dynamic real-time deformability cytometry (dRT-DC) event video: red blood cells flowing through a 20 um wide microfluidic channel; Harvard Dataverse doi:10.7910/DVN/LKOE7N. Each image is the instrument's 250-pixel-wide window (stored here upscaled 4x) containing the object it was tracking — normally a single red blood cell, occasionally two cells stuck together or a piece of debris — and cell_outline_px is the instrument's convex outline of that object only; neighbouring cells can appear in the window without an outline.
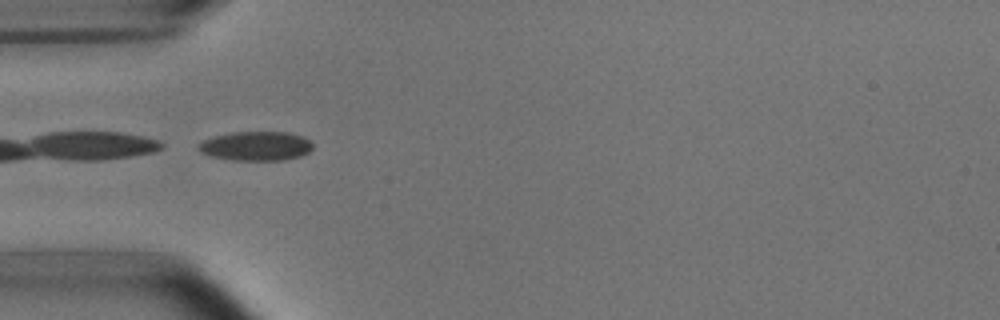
{"species": "common noctule bat (a hibernating species)", "species_latin": "Nyctalus noctula", "temperature_condition": "room temperature", "stored_images_in_passage": 4, "camera_frame_rate_fps": 3000, "um_per_image_px": 0.085, "animal": {"sex": "male", "body_mass_g": 15.6}, "frame": {"image": 1, "passage_image": 3, "time_ms": 2.333, "image_size_px": [1000, 320], "cell_outline_px": [[312, 148], [308, 152], [300, 156], [284, 160], [232, 160], [208, 156], [200, 152], [196, 148], [196, 144], [212, 136], [232, 132], [288, 132], [304, 136], [312, 144]], "centroid_in_image_um": [21.7, 12.41], "position_along_channel_um": 63.3, "area_um2": 19.71}}